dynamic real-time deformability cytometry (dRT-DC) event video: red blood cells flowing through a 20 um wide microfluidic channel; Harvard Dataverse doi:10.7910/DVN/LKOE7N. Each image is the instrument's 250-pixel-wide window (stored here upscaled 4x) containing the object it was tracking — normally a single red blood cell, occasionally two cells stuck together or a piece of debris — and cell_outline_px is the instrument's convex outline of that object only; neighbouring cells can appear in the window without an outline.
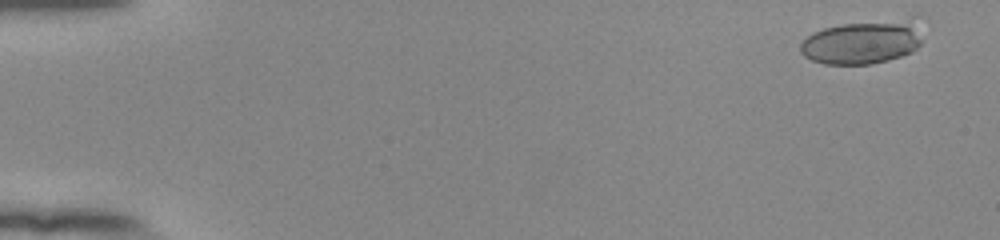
{"species": "human", "species_latin": "Homo sapiens", "temperature_condition": "room temperature", "stored_images_in_passage": 20, "camera_frame_rate_fps": 3000, "um_per_image_px": 0.085, "donor": {"sex": "female"}, "frame": {"image": 1, "passage_image": 2, "time_ms": 0.333, "image_size_px": [1000, 240], "cell_outline_px": [[920, 44], [912, 52], [888, 60], [872, 64], [824, 64], [812, 60], [804, 56], [800, 52], [800, 44], [812, 32], [824, 28], [844, 24], [916, 12], [920, 16]], "centroid_in_image_um": [73.47, 3.47], "position_along_channel_um": 11.5, "area_um2": 32.71}}
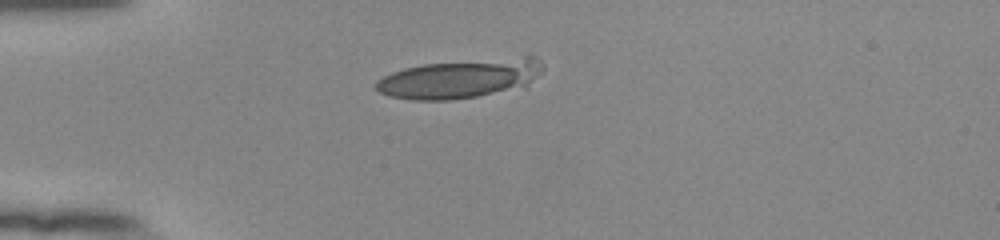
{"frame": {"image": 2, "passage_image": 15, "time_ms": 4.667, "image_size_px": [1000, 240], "cell_outline_px": [[544, 68], [524, 88], [452, 100], [408, 100], [392, 96], [380, 92], [376, 88], [376, 80], [392, 72], [404, 68], [424, 64], [524, 56], [536, 56], [540, 60]], "centroid_in_image_um": [39.14, 6.68], "position_along_channel_um": 45.9, "area_um2": 37.92}}